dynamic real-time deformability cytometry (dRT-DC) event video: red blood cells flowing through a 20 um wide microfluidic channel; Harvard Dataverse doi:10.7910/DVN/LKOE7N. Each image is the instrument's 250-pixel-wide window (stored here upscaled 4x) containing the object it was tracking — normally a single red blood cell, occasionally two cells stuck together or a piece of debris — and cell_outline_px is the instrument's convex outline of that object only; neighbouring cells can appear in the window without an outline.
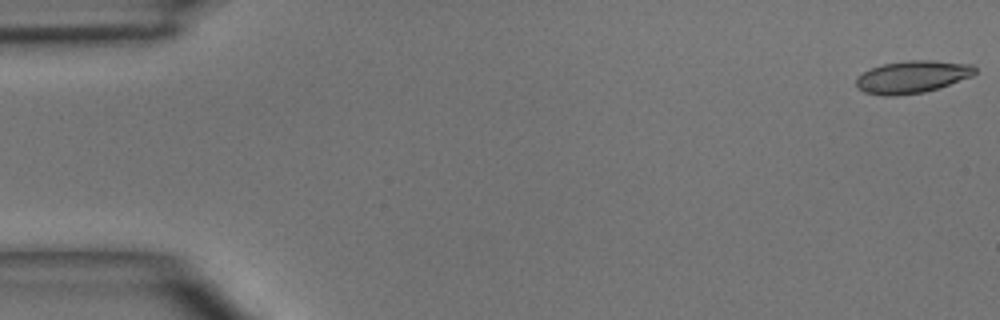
{"species": "common noctule bat (a hibernating species)", "species_latin": "Nyctalus noctula", "temperature_condition": "room temperature", "stored_images_in_passage": 6, "camera_frame_rate_fps": 3000, "um_per_image_px": 0.085, "animal": {"sex": "male", "body_mass_g": 15.6}, "frame": {"image": 1, "passage_image": 1, "time_ms": 0.0, "image_size_px": [1000, 320], "cell_outline_px": [[976, 72], [972, 76], [924, 92], [896, 96], [884, 96], [864, 92], [856, 88], [856, 76], [872, 68], [884, 64], [908, 60], [932, 60], [972, 64], [976, 68]], "centroid_in_image_um": [77.51, 6.53], "position_along_channel_um": 7.5, "area_um2": 22.37}}
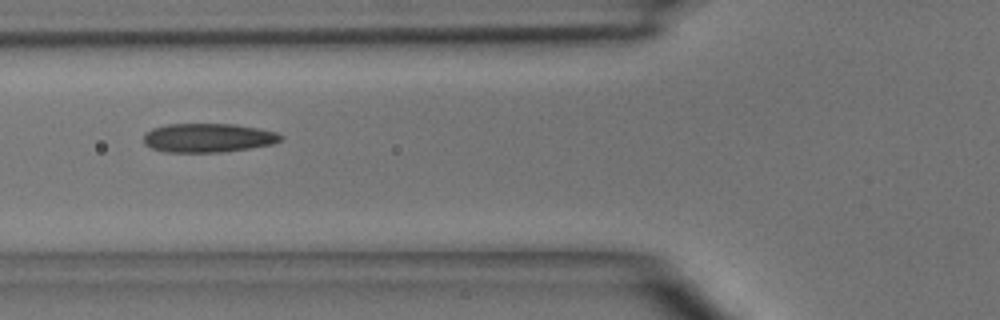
{"frame": {"image": 2, "passage_image": 5, "time_ms": 5.667, "image_size_px": [1000, 320], "cell_outline_px": [[284, 136], [280, 140], [272, 144], [224, 152], [164, 152], [152, 148], [144, 144], [144, 136], [152, 128], [168, 124], [236, 124], [276, 132]], "centroid_in_image_um": [17.68, 11.72], "position_along_channel_um": 108.1, "area_um2": 23.0}}
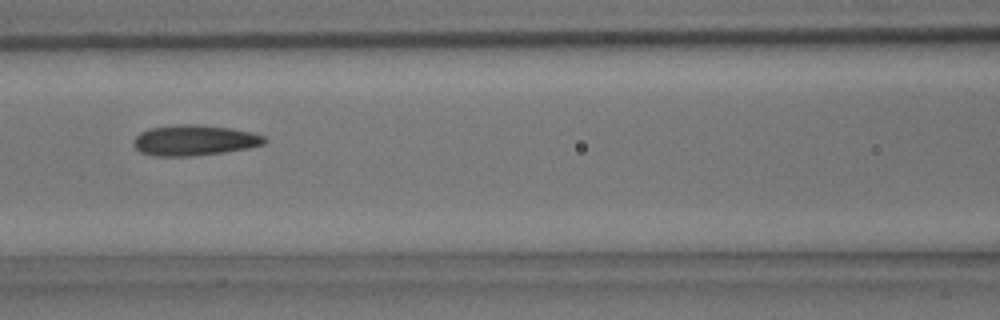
{"frame": {"image": 3, "passage_image": 6, "time_ms": 6.667, "image_size_px": [1000, 320], "cell_outline_px": [[268, 140], [264, 144], [248, 148], [224, 152], [188, 156], [152, 156], [140, 152], [132, 144], [136, 136], [140, 132], [148, 128], [172, 124], [200, 124], [232, 128], [252, 132], [264, 136]], "centroid_in_image_um": [16.5, 11.91], "position_along_channel_um": 150.1, "area_um2": 23.64}}